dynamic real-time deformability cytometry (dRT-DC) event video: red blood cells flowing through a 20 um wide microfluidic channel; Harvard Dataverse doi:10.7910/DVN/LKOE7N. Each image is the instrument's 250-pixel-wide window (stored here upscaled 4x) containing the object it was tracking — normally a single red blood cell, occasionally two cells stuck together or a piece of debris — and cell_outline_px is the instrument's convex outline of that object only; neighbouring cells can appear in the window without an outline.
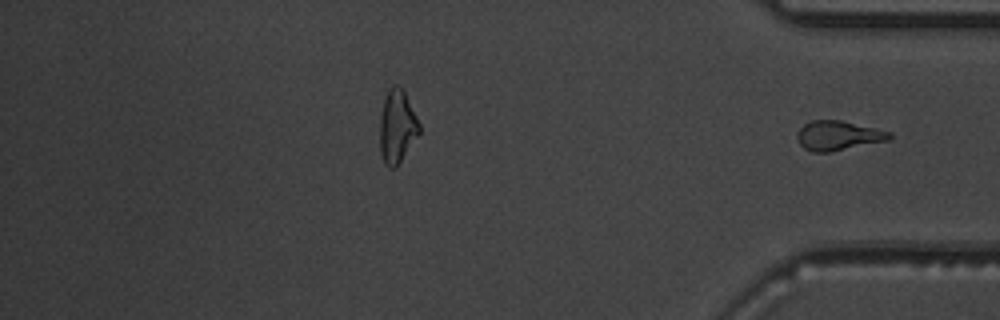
{"species": "common noctule bat (a hibernating species)", "species_latin": "Nyctalus noctula", "temperature_condition": "warm", "stored_images_in_passage": 43, "segment_of_instrument_passage": [2, 2], "camera_frame_rate_fps": 3000, "um_per_image_px": 0.085, "animal": {"sex": "male", "body_mass_g": 19.5, "forearm_length_mm": 54.6}, "frame": {"image": 1, "passage_image": 43, "time_ms": 14.0, "image_size_px": [1000, 320], "cell_outline_px": [[892, 136], [888, 140], [828, 152], [812, 152], [804, 148], [800, 144], [796, 136], [796, 132], [804, 124], [812, 120], [840, 120], [876, 128], [892, 132]], "centroid_in_image_um": [71.22, 11.51], "position_along_channel_um": 364.0, "area_um2": 15.78}}